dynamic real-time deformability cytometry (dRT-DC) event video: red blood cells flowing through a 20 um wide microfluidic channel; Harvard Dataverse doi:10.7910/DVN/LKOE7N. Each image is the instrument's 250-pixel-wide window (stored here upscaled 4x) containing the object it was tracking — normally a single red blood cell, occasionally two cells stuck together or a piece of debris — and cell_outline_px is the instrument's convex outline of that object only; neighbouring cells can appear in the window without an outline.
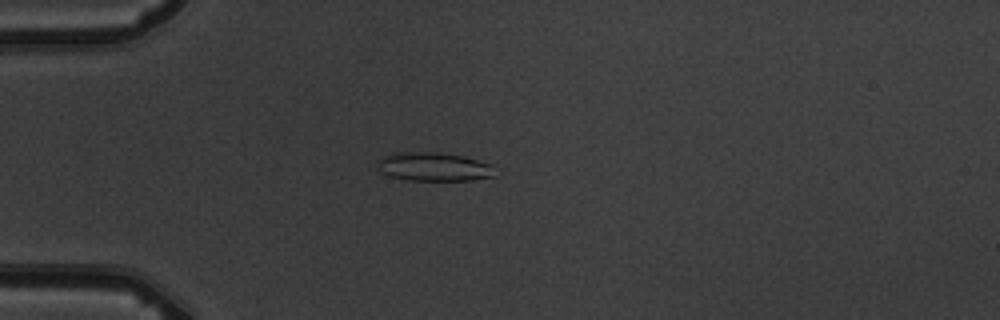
{"species": "common noctule bat (a hibernating species)", "species_latin": "Nyctalus noctula", "temperature_condition": "warm", "stored_images_in_passage": 5, "camera_frame_rate_fps": 3000, "um_per_image_px": 0.085, "animal": {"sex": "male", "body_mass_g": 19.5, "forearm_length_mm": 54.6}, "frame": {"image": 1, "passage_image": 4, "time_ms": 4.333, "image_size_px": [1000, 320], "cell_outline_px": [[496, 176], [472, 180], [408, 180], [392, 176], [380, 172], [376, 164], [376, 160], [384, 156], [396, 152], [436, 152], [460, 156], [492, 164]], "centroid_in_image_um": [36.85, 14.18], "position_along_channel_um": 48.2, "area_um2": 19.59}}
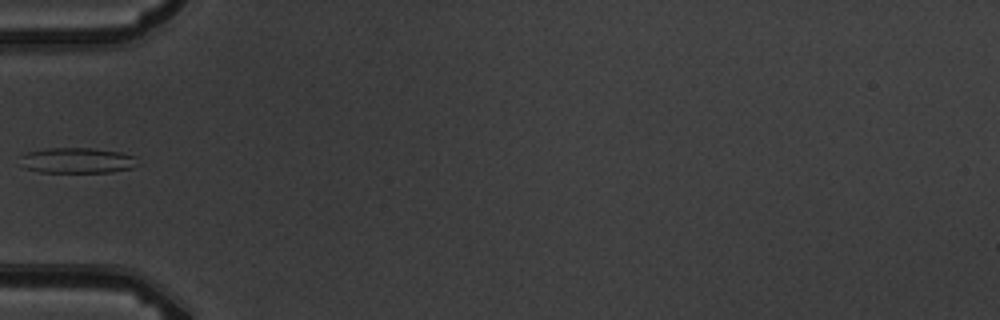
{"frame": {"image": 2, "passage_image": 5, "time_ms": 5.667, "image_size_px": [1000, 320], "cell_outline_px": [[136, 156], [132, 168], [108, 172], [40, 172], [24, 168], [20, 156], [24, 152], [44, 148], [92, 148], [120, 152]], "centroid_in_image_um": [6.48, 13.63], "position_along_channel_um": 78.5, "area_um2": 17.4}}